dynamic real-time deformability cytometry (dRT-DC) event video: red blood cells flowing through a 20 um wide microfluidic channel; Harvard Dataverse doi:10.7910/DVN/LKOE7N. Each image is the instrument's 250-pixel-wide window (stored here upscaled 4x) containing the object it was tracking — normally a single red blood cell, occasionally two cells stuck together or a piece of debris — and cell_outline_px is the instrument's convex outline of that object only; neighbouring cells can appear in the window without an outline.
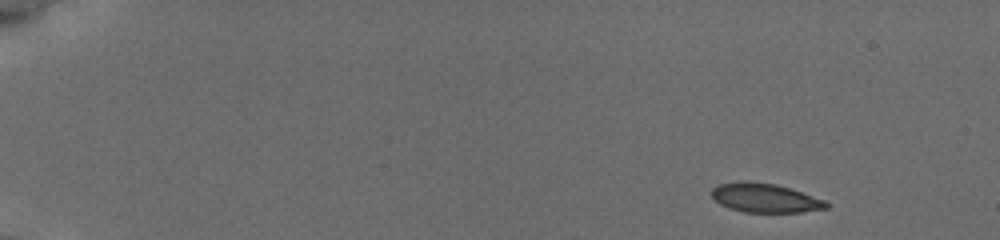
{"species": "common noctule bat (a hibernating species)", "species_latin": "Nyctalus noctula", "temperature_condition": "cold", "stored_images_in_passage": 50, "camera_frame_rate_fps": 3000, "um_per_image_px": 0.085, "animal": {"sex": "female", "body_mass_g": 19.5, "forearm_length_mm": 54.1}, "frame": {"image": 1, "passage_image": 1, "time_ms": 0.0, "image_size_px": [1000, 240], "cell_outline_px": [[828, 208], [800, 212], [744, 212], [728, 208], [720, 204], [712, 196], [712, 188], [720, 184], [740, 180], [748, 180], [776, 184], [824, 200], [828, 204]], "centroid_in_image_um": [64.98, 16.81], "position_along_channel_um": 20.0, "area_um2": 19.31}}
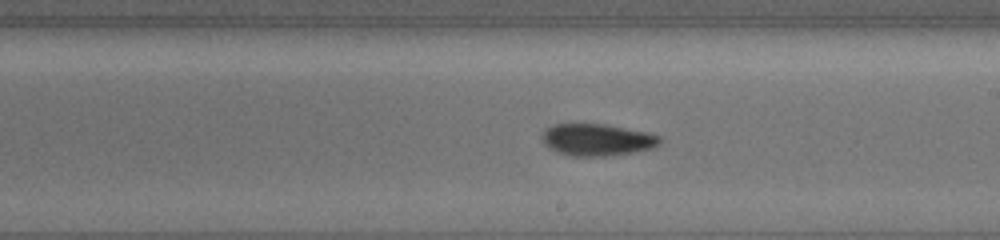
{"frame": {"image": 2, "passage_image": 29, "time_ms": 9.333, "image_size_px": [1000, 240], "cell_outline_px": [[660, 144], [652, 148], [636, 152], [608, 156], [568, 156], [556, 152], [544, 144], [544, 132], [552, 124], [604, 124], [648, 132], [660, 136]], "centroid_in_image_um": [50.78, 11.89], "position_along_channel_um": 238.2, "area_um2": 21.91}}
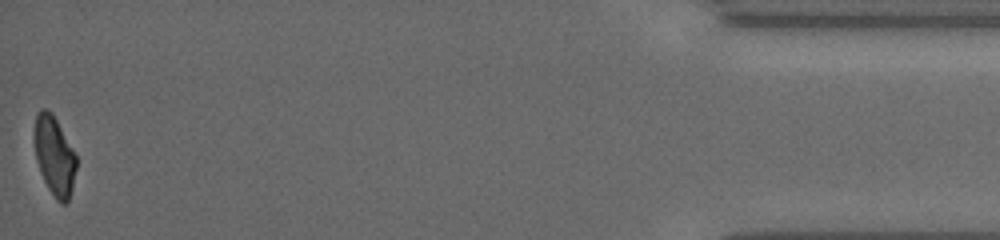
{"frame": {"image": 3, "passage_image": 50, "time_ms": 16.333, "image_size_px": [1000, 240], "cell_outline_px": [[76, 168], [72, 188], [68, 204], [60, 204], [56, 200], [48, 188], [40, 172], [36, 160], [32, 140], [36, 112], [40, 108], [44, 108], [52, 112], [72, 148], [76, 156]], "centroid_in_image_um": [4.58, 13.23], "position_along_channel_um": 430.6, "area_um2": 19.71}, "authors_computed_cell_mechanics": {"area_um2": 21.1259, "velocity_mm_per_s": 3.8292, "shape_relaxation_time_tau1_ms": 5.8691, "shape_relaxation_time_tau2_ms": 4.9654, "deformation_change_tau1": 0.1505, "deformation_change_tau2": 0.0978}}